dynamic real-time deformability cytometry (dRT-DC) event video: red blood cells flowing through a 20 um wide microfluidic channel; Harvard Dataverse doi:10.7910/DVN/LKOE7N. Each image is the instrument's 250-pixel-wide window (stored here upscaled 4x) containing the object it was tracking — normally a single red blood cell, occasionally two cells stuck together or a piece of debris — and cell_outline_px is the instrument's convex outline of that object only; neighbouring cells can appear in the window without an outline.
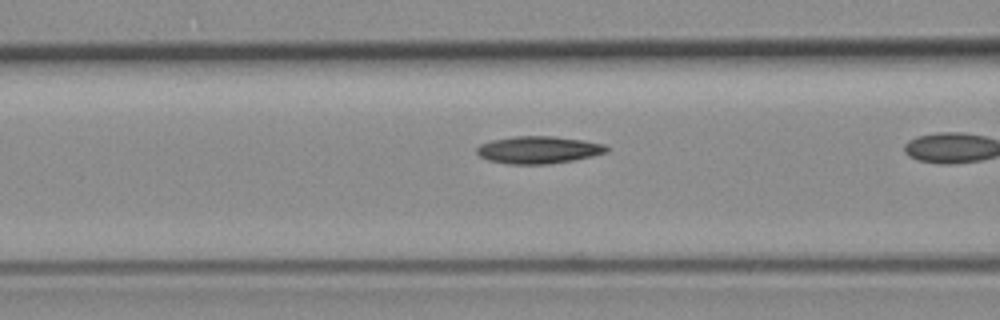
{"species": "common noctule bat (a hibernating species)", "species_latin": "Nyctalus noctula", "temperature_condition": "room temperature", "stored_images_in_passage": 13, "camera_frame_rate_fps": 3000, "um_per_image_px": 0.085, "animal": {"sex": "female", "body_mass_g": 19.3, "forearm_length_mm": 54.1}, "frame": {"image": 1, "passage_image": 6, "time_ms": 1.667, "image_size_px": [1000, 320], "cell_outline_px": [[608, 152], [592, 156], [572, 160], [548, 164], [508, 164], [488, 160], [480, 156], [476, 152], [476, 148], [480, 144], [492, 140], [516, 136], [552, 136], [584, 140], [604, 144], [608, 148]], "centroid_in_image_um": [45.76, 12.73], "position_along_channel_um": 120.8, "area_um2": 20.63}}